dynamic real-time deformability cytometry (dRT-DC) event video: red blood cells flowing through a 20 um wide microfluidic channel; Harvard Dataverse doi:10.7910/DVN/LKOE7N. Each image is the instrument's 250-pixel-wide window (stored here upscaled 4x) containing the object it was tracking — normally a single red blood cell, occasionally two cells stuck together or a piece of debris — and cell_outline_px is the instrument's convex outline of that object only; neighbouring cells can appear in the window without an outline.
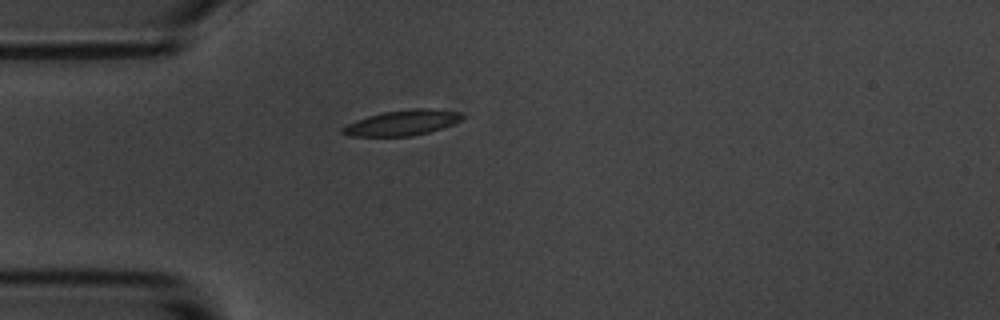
{"species": "common noctule bat (a hibernating species)", "species_latin": "Nyctalus noctula", "temperature_condition": "room temperature", "stored_images_in_passage": 4, "camera_frame_rate_fps": 3000, "um_per_image_px": 0.085, "animal": {"sex": "male", "body_mass_g": 20.1, "forearm_length_mm": 53.5}, "frame": {"image": 1, "passage_image": 4, "time_ms": 4.333, "image_size_px": [1000, 320], "cell_outline_px": [[464, 116], [460, 120], [452, 124], [428, 132], [412, 136], [348, 136], [340, 132], [340, 128], [356, 120], [368, 116], [384, 112], [412, 108], [432, 108], [460, 112]], "centroid_in_image_um": [34.17, 10.43], "position_along_channel_um": 50.8, "area_um2": 17.63}}